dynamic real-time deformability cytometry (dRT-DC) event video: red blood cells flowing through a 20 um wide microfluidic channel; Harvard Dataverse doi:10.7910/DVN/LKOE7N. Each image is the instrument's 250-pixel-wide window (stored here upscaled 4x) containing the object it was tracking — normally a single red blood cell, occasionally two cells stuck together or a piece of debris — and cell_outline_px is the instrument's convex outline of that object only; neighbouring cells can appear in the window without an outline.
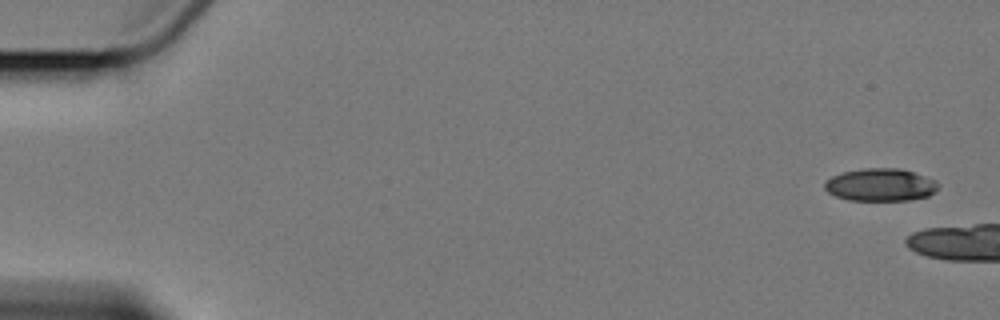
{"species": "Egyptian fruit bat (a non-hibernating species)", "species_latin": "Rousettus aegyptiacus", "temperature_condition": "cold", "stored_images_in_passage": 4, "camera_frame_rate_fps": 3000, "um_per_image_px": 0.085, "animal": {"sex": "female"}, "frame": {"image": 1, "passage_image": 1, "time_ms": 0.0, "image_size_px": [1000, 320], "cell_outline_px": [[940, 184], [936, 192], [928, 196], [908, 200], [848, 200], [836, 196], [828, 192], [824, 188], [824, 184], [832, 176], [844, 172], [864, 168], [900, 168], [936, 180]], "centroid_in_image_um": [74.87, 15.71], "position_along_channel_um": 10.1, "area_um2": 21.56}}